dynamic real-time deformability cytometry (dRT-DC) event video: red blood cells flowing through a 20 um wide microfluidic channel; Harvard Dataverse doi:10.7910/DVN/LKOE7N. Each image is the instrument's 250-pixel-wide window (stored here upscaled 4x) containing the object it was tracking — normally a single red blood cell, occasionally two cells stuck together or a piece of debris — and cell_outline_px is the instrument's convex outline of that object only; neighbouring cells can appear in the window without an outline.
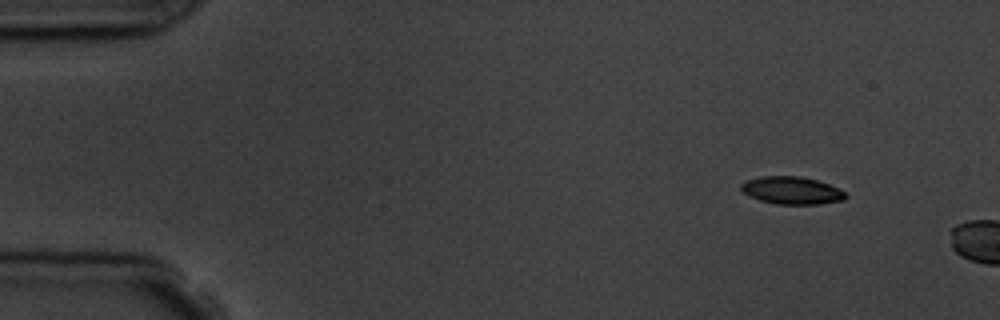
{"species": "common noctule bat (a hibernating species)", "species_latin": "Nyctalus noctula", "temperature_condition": "room temperature", "stored_images_in_passage": 3, "camera_frame_rate_fps": 3000, "um_per_image_px": 0.085, "animal": {"sex": "male", "body_mass_g": 19.5, "forearm_length_mm": 54.6}, "frame": {"image": 1, "passage_image": 1, "time_ms": 0.0, "image_size_px": [1000, 320], "cell_outline_px": [[848, 196], [844, 200], [820, 204], [776, 204], [760, 200], [748, 196], [740, 188], [740, 184], [748, 180], [760, 176], [800, 176], [816, 180], [828, 184], [844, 192]], "centroid_in_image_um": [67.28, 16.19], "position_along_channel_um": 17.7, "area_um2": 16.7}}